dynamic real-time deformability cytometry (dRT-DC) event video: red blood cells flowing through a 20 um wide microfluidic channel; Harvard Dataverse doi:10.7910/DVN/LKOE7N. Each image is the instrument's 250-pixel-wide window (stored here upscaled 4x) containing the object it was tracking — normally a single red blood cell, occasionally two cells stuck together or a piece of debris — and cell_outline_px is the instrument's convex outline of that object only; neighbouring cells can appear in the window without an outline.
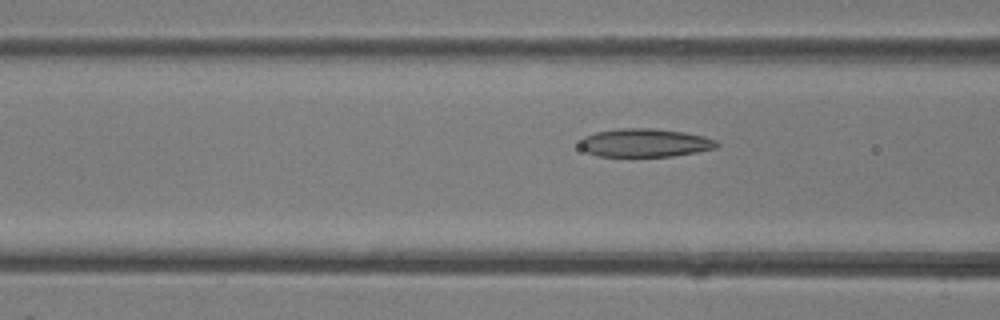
{"species": "common noctule bat (a hibernating species)", "species_latin": "Nyctalus noctula", "temperature_condition": "room temperature", "stored_images_in_passage": 6, "camera_frame_rate_fps": 3000, "um_per_image_px": 0.085, "animal": {"sex": "female"}, "frame": {"image": 1, "passage_image": 6, "time_ms": 1.667, "image_size_px": [1000, 320], "cell_outline_px": [[720, 144], [716, 148], [696, 152], [672, 156], [596, 156], [580, 148], [580, 140], [584, 136], [596, 132], [620, 128], [652, 128], [684, 132], [704, 136], [716, 140]], "centroid_in_image_um": [54.82, 12.13], "position_along_channel_um": 111.8, "area_um2": 22.6}}